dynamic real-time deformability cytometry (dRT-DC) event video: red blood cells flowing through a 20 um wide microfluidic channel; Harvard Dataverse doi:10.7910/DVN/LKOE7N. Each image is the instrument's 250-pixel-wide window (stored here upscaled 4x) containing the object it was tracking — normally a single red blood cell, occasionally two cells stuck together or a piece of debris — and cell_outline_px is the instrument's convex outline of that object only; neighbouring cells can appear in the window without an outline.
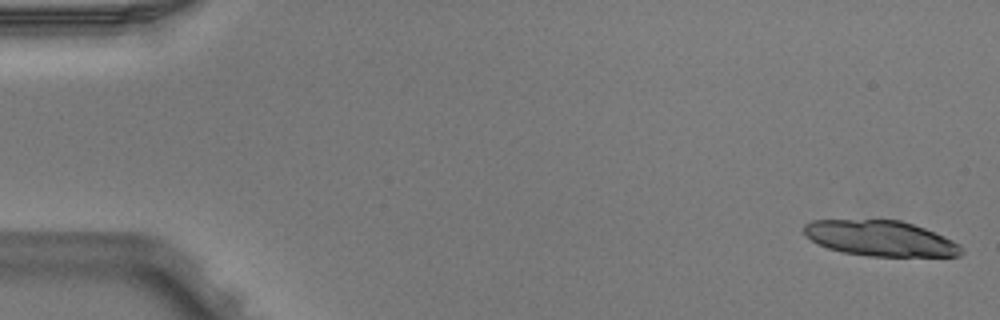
{"species": "Egyptian fruit bat (a non-hibernating species)", "species_latin": "Rousettus aegyptiacus", "temperature_condition": "warm", "stored_images_in_passage": 5, "camera_frame_rate_fps": 3000, "um_per_image_px": 0.085, "animal": {"sex": "male"}, "frame": {"image": 1, "passage_image": 1, "time_ms": 0.0, "image_size_px": [1000, 320], "cell_outline_px": [[964, 252], [960, 256], [868, 256], [840, 252], [816, 244], [804, 232], [804, 224], [812, 220], [900, 220], [924, 228], [944, 236], [960, 244], [964, 248]], "centroid_in_image_um": [74.85, 20.27], "position_along_channel_um": 10.2, "area_um2": 32.6}}